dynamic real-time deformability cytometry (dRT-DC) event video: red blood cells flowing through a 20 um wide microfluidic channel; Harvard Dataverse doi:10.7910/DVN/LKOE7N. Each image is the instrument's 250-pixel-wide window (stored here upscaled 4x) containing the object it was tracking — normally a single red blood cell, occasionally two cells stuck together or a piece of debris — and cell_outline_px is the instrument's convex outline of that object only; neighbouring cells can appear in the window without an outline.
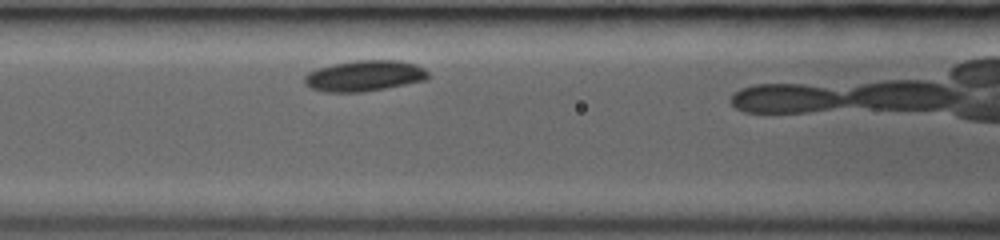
{"species": "common noctule bat (a hibernating species)", "species_latin": "Nyctalus noctula", "temperature_condition": "room temperature", "stored_images_in_passage": 7, "camera_frame_rate_fps": 3000, "um_per_image_px": 0.085, "animal": {"sex": "female", "body_mass_g": 19.0, "forearm_length_mm": 53.3}, "frame": {"image": 1, "passage_image": 3, "time_ms": 1.667, "image_size_px": [1000, 240], "cell_outline_px": [[428, 80], [384, 88], [360, 92], [324, 92], [312, 88], [304, 84], [304, 76], [308, 72], [316, 68], [332, 64], [356, 60], [400, 60], [416, 64], [424, 68], [428, 72]], "centroid_in_image_um": [30.97, 6.43], "position_along_channel_um": 135.6, "area_um2": 22.37}}